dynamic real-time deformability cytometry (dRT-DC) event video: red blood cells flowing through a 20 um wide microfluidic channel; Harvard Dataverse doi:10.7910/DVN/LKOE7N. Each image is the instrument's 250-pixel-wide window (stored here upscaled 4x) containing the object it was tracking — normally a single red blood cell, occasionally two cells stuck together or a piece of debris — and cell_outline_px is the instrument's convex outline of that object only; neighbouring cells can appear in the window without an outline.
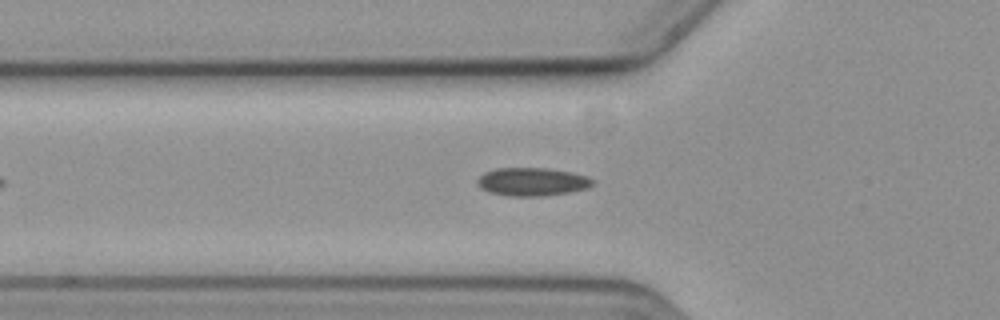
{"species": "common noctule bat (a hibernating species)", "species_latin": "Nyctalus noctula", "temperature_condition": "cold", "stored_images_in_passage": 46, "camera_frame_rate_fps": 3000, "um_per_image_px": 0.085, "animal": {"sex": "female", "body_mass_g": 19.3, "forearm_length_mm": 54.1}, "frame": {"image": 1, "passage_image": 12, "time_ms": 3.667, "image_size_px": [1000, 320], "cell_outline_px": [[596, 184], [588, 188], [568, 192], [540, 196], [508, 196], [488, 192], [480, 188], [476, 184], [476, 180], [484, 172], [496, 168], [548, 168], [572, 172], [588, 176], [596, 180]], "centroid_in_image_um": [45.25, 15.44], "position_along_channel_um": 80.6, "area_um2": 19.25}}
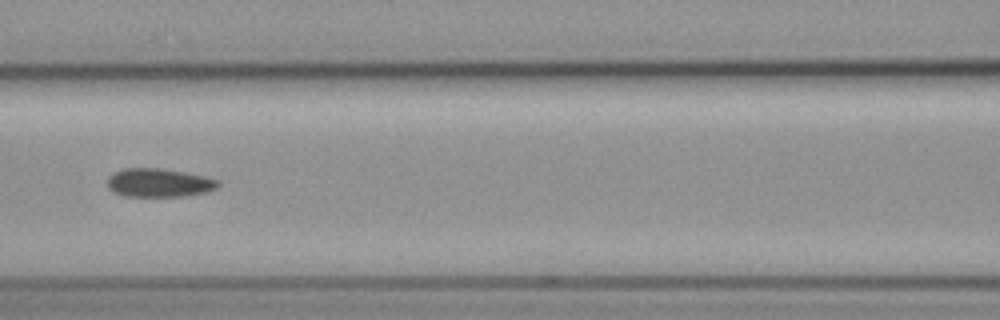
{"frame": {"image": 2, "passage_image": 18, "time_ms": 5.667, "image_size_px": [1000, 320], "cell_outline_px": [[220, 184], [216, 188], [208, 192], [184, 196], [124, 196], [108, 188], [108, 176], [112, 172], [124, 168], [160, 168], [184, 172], [204, 176], [216, 180]], "centroid_in_image_um": [13.49, 15.53], "position_along_channel_um": 153.1, "area_um2": 18.38}}
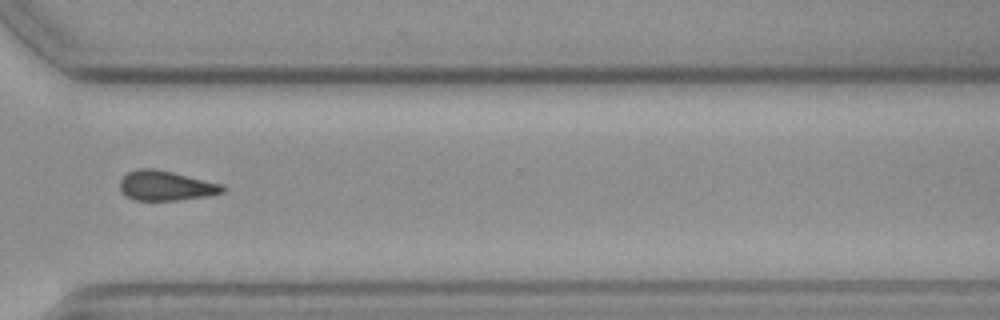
{"frame": {"image": 3, "passage_image": 35, "time_ms": 11.333, "image_size_px": [1000, 320], "cell_outline_px": [[224, 192], [208, 196], [176, 200], [132, 200], [124, 196], [120, 188], [120, 180], [128, 172], [140, 168], [156, 168], [224, 184]], "centroid_in_image_um": [14.09, 15.78], "position_along_channel_um": 356.5, "area_um2": 17.98}}